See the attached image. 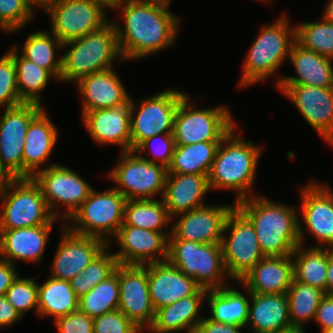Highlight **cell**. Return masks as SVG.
Returning a JSON list of instances; mask_svg holds the SVG:
<instances>
[{
	"label": "cell",
	"mask_w": 333,
	"mask_h": 333,
	"mask_svg": "<svg viewBox=\"0 0 333 333\" xmlns=\"http://www.w3.org/2000/svg\"><path fill=\"white\" fill-rule=\"evenodd\" d=\"M297 76H278L275 84H299L333 88V59L307 50L295 42L289 53Z\"/></svg>",
	"instance_id": "cell-29"
},
{
	"label": "cell",
	"mask_w": 333,
	"mask_h": 333,
	"mask_svg": "<svg viewBox=\"0 0 333 333\" xmlns=\"http://www.w3.org/2000/svg\"><path fill=\"white\" fill-rule=\"evenodd\" d=\"M243 326H233L203 317L196 333H242Z\"/></svg>",
	"instance_id": "cell-50"
},
{
	"label": "cell",
	"mask_w": 333,
	"mask_h": 333,
	"mask_svg": "<svg viewBox=\"0 0 333 333\" xmlns=\"http://www.w3.org/2000/svg\"><path fill=\"white\" fill-rule=\"evenodd\" d=\"M97 1H101L104 2L110 9L112 3L114 2V0H97Z\"/></svg>",
	"instance_id": "cell-59"
},
{
	"label": "cell",
	"mask_w": 333,
	"mask_h": 333,
	"mask_svg": "<svg viewBox=\"0 0 333 333\" xmlns=\"http://www.w3.org/2000/svg\"><path fill=\"white\" fill-rule=\"evenodd\" d=\"M0 116V164L12 178H23L24 139L30 122L43 110L42 105L21 103L3 109Z\"/></svg>",
	"instance_id": "cell-15"
},
{
	"label": "cell",
	"mask_w": 333,
	"mask_h": 333,
	"mask_svg": "<svg viewBox=\"0 0 333 333\" xmlns=\"http://www.w3.org/2000/svg\"><path fill=\"white\" fill-rule=\"evenodd\" d=\"M167 261L207 290L229 285L221 243L168 239ZM228 277V278H227Z\"/></svg>",
	"instance_id": "cell-7"
},
{
	"label": "cell",
	"mask_w": 333,
	"mask_h": 333,
	"mask_svg": "<svg viewBox=\"0 0 333 333\" xmlns=\"http://www.w3.org/2000/svg\"><path fill=\"white\" fill-rule=\"evenodd\" d=\"M10 179L12 178L2 169L0 164V185H2L4 182Z\"/></svg>",
	"instance_id": "cell-58"
},
{
	"label": "cell",
	"mask_w": 333,
	"mask_h": 333,
	"mask_svg": "<svg viewBox=\"0 0 333 333\" xmlns=\"http://www.w3.org/2000/svg\"><path fill=\"white\" fill-rule=\"evenodd\" d=\"M141 1L150 2V3H154V4H160L163 6L170 7L172 0H141Z\"/></svg>",
	"instance_id": "cell-57"
},
{
	"label": "cell",
	"mask_w": 333,
	"mask_h": 333,
	"mask_svg": "<svg viewBox=\"0 0 333 333\" xmlns=\"http://www.w3.org/2000/svg\"><path fill=\"white\" fill-rule=\"evenodd\" d=\"M168 169L149 162L134 151L121 152L117 164L109 171L108 178L115 182L113 188L127 200L154 199L163 197Z\"/></svg>",
	"instance_id": "cell-11"
},
{
	"label": "cell",
	"mask_w": 333,
	"mask_h": 333,
	"mask_svg": "<svg viewBox=\"0 0 333 333\" xmlns=\"http://www.w3.org/2000/svg\"><path fill=\"white\" fill-rule=\"evenodd\" d=\"M119 281L118 265L115 272L106 280L94 286L79 299V310L89 317L95 318L118 309Z\"/></svg>",
	"instance_id": "cell-40"
},
{
	"label": "cell",
	"mask_w": 333,
	"mask_h": 333,
	"mask_svg": "<svg viewBox=\"0 0 333 333\" xmlns=\"http://www.w3.org/2000/svg\"><path fill=\"white\" fill-rule=\"evenodd\" d=\"M0 230L54 225L40 186L33 178L10 179L0 185Z\"/></svg>",
	"instance_id": "cell-6"
},
{
	"label": "cell",
	"mask_w": 333,
	"mask_h": 333,
	"mask_svg": "<svg viewBox=\"0 0 333 333\" xmlns=\"http://www.w3.org/2000/svg\"><path fill=\"white\" fill-rule=\"evenodd\" d=\"M185 95L182 91L170 88L143 98L139 105L131 98V151L148 138L173 133L174 117Z\"/></svg>",
	"instance_id": "cell-13"
},
{
	"label": "cell",
	"mask_w": 333,
	"mask_h": 333,
	"mask_svg": "<svg viewBox=\"0 0 333 333\" xmlns=\"http://www.w3.org/2000/svg\"><path fill=\"white\" fill-rule=\"evenodd\" d=\"M168 232H155L130 225H121L115 236L119 251L114 252L118 264L145 265L167 261Z\"/></svg>",
	"instance_id": "cell-20"
},
{
	"label": "cell",
	"mask_w": 333,
	"mask_h": 333,
	"mask_svg": "<svg viewBox=\"0 0 333 333\" xmlns=\"http://www.w3.org/2000/svg\"><path fill=\"white\" fill-rule=\"evenodd\" d=\"M209 175L167 174L163 201L172 221L175 216L207 205L206 193L211 191Z\"/></svg>",
	"instance_id": "cell-25"
},
{
	"label": "cell",
	"mask_w": 333,
	"mask_h": 333,
	"mask_svg": "<svg viewBox=\"0 0 333 333\" xmlns=\"http://www.w3.org/2000/svg\"><path fill=\"white\" fill-rule=\"evenodd\" d=\"M23 103L20 99L16 67L13 57L7 52L0 58V109Z\"/></svg>",
	"instance_id": "cell-45"
},
{
	"label": "cell",
	"mask_w": 333,
	"mask_h": 333,
	"mask_svg": "<svg viewBox=\"0 0 333 333\" xmlns=\"http://www.w3.org/2000/svg\"><path fill=\"white\" fill-rule=\"evenodd\" d=\"M118 281V309L145 332L155 317L148 288L147 268L144 265L118 264Z\"/></svg>",
	"instance_id": "cell-17"
},
{
	"label": "cell",
	"mask_w": 333,
	"mask_h": 333,
	"mask_svg": "<svg viewBox=\"0 0 333 333\" xmlns=\"http://www.w3.org/2000/svg\"><path fill=\"white\" fill-rule=\"evenodd\" d=\"M50 165L32 178L40 186L51 213L67 221L94 188L69 167L54 163ZM62 206L66 207L64 215L60 213Z\"/></svg>",
	"instance_id": "cell-14"
},
{
	"label": "cell",
	"mask_w": 333,
	"mask_h": 333,
	"mask_svg": "<svg viewBox=\"0 0 333 333\" xmlns=\"http://www.w3.org/2000/svg\"><path fill=\"white\" fill-rule=\"evenodd\" d=\"M18 49V46L14 45L7 52L14 59L20 99L24 103L41 105L40 95L51 78L55 77L47 69L36 65L21 54L18 55Z\"/></svg>",
	"instance_id": "cell-36"
},
{
	"label": "cell",
	"mask_w": 333,
	"mask_h": 333,
	"mask_svg": "<svg viewBox=\"0 0 333 333\" xmlns=\"http://www.w3.org/2000/svg\"><path fill=\"white\" fill-rule=\"evenodd\" d=\"M296 42L307 50L333 59V24L323 17L315 22L295 25Z\"/></svg>",
	"instance_id": "cell-42"
},
{
	"label": "cell",
	"mask_w": 333,
	"mask_h": 333,
	"mask_svg": "<svg viewBox=\"0 0 333 333\" xmlns=\"http://www.w3.org/2000/svg\"><path fill=\"white\" fill-rule=\"evenodd\" d=\"M18 277L16 266L0 259V295H5L13 281Z\"/></svg>",
	"instance_id": "cell-52"
},
{
	"label": "cell",
	"mask_w": 333,
	"mask_h": 333,
	"mask_svg": "<svg viewBox=\"0 0 333 333\" xmlns=\"http://www.w3.org/2000/svg\"><path fill=\"white\" fill-rule=\"evenodd\" d=\"M79 298L71 287L70 281L48 279L38 284V314L40 317L53 316L56 319L77 311Z\"/></svg>",
	"instance_id": "cell-33"
},
{
	"label": "cell",
	"mask_w": 333,
	"mask_h": 333,
	"mask_svg": "<svg viewBox=\"0 0 333 333\" xmlns=\"http://www.w3.org/2000/svg\"><path fill=\"white\" fill-rule=\"evenodd\" d=\"M321 333H333V327L329 328V329H326V330H323V331H321Z\"/></svg>",
	"instance_id": "cell-60"
},
{
	"label": "cell",
	"mask_w": 333,
	"mask_h": 333,
	"mask_svg": "<svg viewBox=\"0 0 333 333\" xmlns=\"http://www.w3.org/2000/svg\"><path fill=\"white\" fill-rule=\"evenodd\" d=\"M235 206L205 205L177 215L171 222L168 239H183L199 243H221L226 217ZM179 217V218H178Z\"/></svg>",
	"instance_id": "cell-21"
},
{
	"label": "cell",
	"mask_w": 333,
	"mask_h": 333,
	"mask_svg": "<svg viewBox=\"0 0 333 333\" xmlns=\"http://www.w3.org/2000/svg\"><path fill=\"white\" fill-rule=\"evenodd\" d=\"M307 182L300 188L305 230L317 241L313 247L333 249V190L327 183Z\"/></svg>",
	"instance_id": "cell-19"
},
{
	"label": "cell",
	"mask_w": 333,
	"mask_h": 333,
	"mask_svg": "<svg viewBox=\"0 0 333 333\" xmlns=\"http://www.w3.org/2000/svg\"><path fill=\"white\" fill-rule=\"evenodd\" d=\"M63 43L50 31H36L28 35L22 44L21 55L47 69L60 82L62 56L56 58L57 50H61ZM57 49V50H56Z\"/></svg>",
	"instance_id": "cell-37"
},
{
	"label": "cell",
	"mask_w": 333,
	"mask_h": 333,
	"mask_svg": "<svg viewBox=\"0 0 333 333\" xmlns=\"http://www.w3.org/2000/svg\"><path fill=\"white\" fill-rule=\"evenodd\" d=\"M94 333H144L119 309L93 318Z\"/></svg>",
	"instance_id": "cell-47"
},
{
	"label": "cell",
	"mask_w": 333,
	"mask_h": 333,
	"mask_svg": "<svg viewBox=\"0 0 333 333\" xmlns=\"http://www.w3.org/2000/svg\"><path fill=\"white\" fill-rule=\"evenodd\" d=\"M23 317L7 300L5 295H0V329L8 328Z\"/></svg>",
	"instance_id": "cell-51"
},
{
	"label": "cell",
	"mask_w": 333,
	"mask_h": 333,
	"mask_svg": "<svg viewBox=\"0 0 333 333\" xmlns=\"http://www.w3.org/2000/svg\"><path fill=\"white\" fill-rule=\"evenodd\" d=\"M76 85L83 99L81 115L121 105L131 97L114 68L84 76Z\"/></svg>",
	"instance_id": "cell-24"
},
{
	"label": "cell",
	"mask_w": 333,
	"mask_h": 333,
	"mask_svg": "<svg viewBox=\"0 0 333 333\" xmlns=\"http://www.w3.org/2000/svg\"><path fill=\"white\" fill-rule=\"evenodd\" d=\"M131 97L109 109L87 111L81 115L90 137L97 145H119L122 152L131 151Z\"/></svg>",
	"instance_id": "cell-22"
},
{
	"label": "cell",
	"mask_w": 333,
	"mask_h": 333,
	"mask_svg": "<svg viewBox=\"0 0 333 333\" xmlns=\"http://www.w3.org/2000/svg\"><path fill=\"white\" fill-rule=\"evenodd\" d=\"M251 196L235 206L254 226L264 256L291 255L299 244L304 245V227L295 207L275 203L264 195Z\"/></svg>",
	"instance_id": "cell-2"
},
{
	"label": "cell",
	"mask_w": 333,
	"mask_h": 333,
	"mask_svg": "<svg viewBox=\"0 0 333 333\" xmlns=\"http://www.w3.org/2000/svg\"><path fill=\"white\" fill-rule=\"evenodd\" d=\"M220 142L176 145L167 174L209 175Z\"/></svg>",
	"instance_id": "cell-35"
},
{
	"label": "cell",
	"mask_w": 333,
	"mask_h": 333,
	"mask_svg": "<svg viewBox=\"0 0 333 333\" xmlns=\"http://www.w3.org/2000/svg\"><path fill=\"white\" fill-rule=\"evenodd\" d=\"M58 333H94L93 318L79 309L54 321Z\"/></svg>",
	"instance_id": "cell-48"
},
{
	"label": "cell",
	"mask_w": 333,
	"mask_h": 333,
	"mask_svg": "<svg viewBox=\"0 0 333 333\" xmlns=\"http://www.w3.org/2000/svg\"><path fill=\"white\" fill-rule=\"evenodd\" d=\"M247 325L251 333H274L292 327L285 294L251 293Z\"/></svg>",
	"instance_id": "cell-31"
},
{
	"label": "cell",
	"mask_w": 333,
	"mask_h": 333,
	"mask_svg": "<svg viewBox=\"0 0 333 333\" xmlns=\"http://www.w3.org/2000/svg\"><path fill=\"white\" fill-rule=\"evenodd\" d=\"M326 294H333V249L329 248Z\"/></svg>",
	"instance_id": "cell-53"
},
{
	"label": "cell",
	"mask_w": 333,
	"mask_h": 333,
	"mask_svg": "<svg viewBox=\"0 0 333 333\" xmlns=\"http://www.w3.org/2000/svg\"><path fill=\"white\" fill-rule=\"evenodd\" d=\"M322 17L333 24V0H328L325 11Z\"/></svg>",
	"instance_id": "cell-54"
},
{
	"label": "cell",
	"mask_w": 333,
	"mask_h": 333,
	"mask_svg": "<svg viewBox=\"0 0 333 333\" xmlns=\"http://www.w3.org/2000/svg\"><path fill=\"white\" fill-rule=\"evenodd\" d=\"M193 102L186 94L177 108L172 133L176 145L221 142L237 125L228 106L196 109Z\"/></svg>",
	"instance_id": "cell-9"
},
{
	"label": "cell",
	"mask_w": 333,
	"mask_h": 333,
	"mask_svg": "<svg viewBox=\"0 0 333 333\" xmlns=\"http://www.w3.org/2000/svg\"><path fill=\"white\" fill-rule=\"evenodd\" d=\"M294 280L321 289L326 294L329 248L299 244L291 254Z\"/></svg>",
	"instance_id": "cell-34"
},
{
	"label": "cell",
	"mask_w": 333,
	"mask_h": 333,
	"mask_svg": "<svg viewBox=\"0 0 333 333\" xmlns=\"http://www.w3.org/2000/svg\"><path fill=\"white\" fill-rule=\"evenodd\" d=\"M110 9L122 13L123 25L118 21L113 25L124 61L155 54L176 40L180 19L167 6L141 0H114Z\"/></svg>",
	"instance_id": "cell-1"
},
{
	"label": "cell",
	"mask_w": 333,
	"mask_h": 333,
	"mask_svg": "<svg viewBox=\"0 0 333 333\" xmlns=\"http://www.w3.org/2000/svg\"><path fill=\"white\" fill-rule=\"evenodd\" d=\"M237 125L222 139L217 149L211 171V190H232L237 193L234 203L250 197L255 181L262 145L246 141L236 132Z\"/></svg>",
	"instance_id": "cell-3"
},
{
	"label": "cell",
	"mask_w": 333,
	"mask_h": 333,
	"mask_svg": "<svg viewBox=\"0 0 333 333\" xmlns=\"http://www.w3.org/2000/svg\"><path fill=\"white\" fill-rule=\"evenodd\" d=\"M227 231L230 232L229 237L224 235ZM221 247L225 268L232 281L239 282L265 257L254 226L236 206L226 217Z\"/></svg>",
	"instance_id": "cell-10"
},
{
	"label": "cell",
	"mask_w": 333,
	"mask_h": 333,
	"mask_svg": "<svg viewBox=\"0 0 333 333\" xmlns=\"http://www.w3.org/2000/svg\"><path fill=\"white\" fill-rule=\"evenodd\" d=\"M207 289L200 288L194 295L179 299L171 305L155 311L152 333H173L185 331L196 333L203 316H198L205 300Z\"/></svg>",
	"instance_id": "cell-30"
},
{
	"label": "cell",
	"mask_w": 333,
	"mask_h": 333,
	"mask_svg": "<svg viewBox=\"0 0 333 333\" xmlns=\"http://www.w3.org/2000/svg\"><path fill=\"white\" fill-rule=\"evenodd\" d=\"M304 328H299V327H290L281 331H277L274 333H305Z\"/></svg>",
	"instance_id": "cell-56"
},
{
	"label": "cell",
	"mask_w": 333,
	"mask_h": 333,
	"mask_svg": "<svg viewBox=\"0 0 333 333\" xmlns=\"http://www.w3.org/2000/svg\"><path fill=\"white\" fill-rule=\"evenodd\" d=\"M286 295L291 326L304 328L306 322L315 319L317 307L325 292L293 279Z\"/></svg>",
	"instance_id": "cell-39"
},
{
	"label": "cell",
	"mask_w": 333,
	"mask_h": 333,
	"mask_svg": "<svg viewBox=\"0 0 333 333\" xmlns=\"http://www.w3.org/2000/svg\"><path fill=\"white\" fill-rule=\"evenodd\" d=\"M288 20L284 13L276 22L263 25L245 57L238 85L244 88L266 80L276 74L289 58L296 42V27L290 26Z\"/></svg>",
	"instance_id": "cell-5"
},
{
	"label": "cell",
	"mask_w": 333,
	"mask_h": 333,
	"mask_svg": "<svg viewBox=\"0 0 333 333\" xmlns=\"http://www.w3.org/2000/svg\"><path fill=\"white\" fill-rule=\"evenodd\" d=\"M108 247L109 245L80 274L70 280L79 299L115 272L118 261L114 252H108Z\"/></svg>",
	"instance_id": "cell-41"
},
{
	"label": "cell",
	"mask_w": 333,
	"mask_h": 333,
	"mask_svg": "<svg viewBox=\"0 0 333 333\" xmlns=\"http://www.w3.org/2000/svg\"><path fill=\"white\" fill-rule=\"evenodd\" d=\"M152 143L154 144L152 145ZM175 146L176 143L173 134H158L142 141L133 151L149 162L157 163L156 161H159V164L168 168L172 162ZM148 149L151 150V152L153 151V159L141 155Z\"/></svg>",
	"instance_id": "cell-46"
},
{
	"label": "cell",
	"mask_w": 333,
	"mask_h": 333,
	"mask_svg": "<svg viewBox=\"0 0 333 333\" xmlns=\"http://www.w3.org/2000/svg\"><path fill=\"white\" fill-rule=\"evenodd\" d=\"M105 8L109 7L97 0H50L44 10L51 21L50 32L65 43L105 26L110 21Z\"/></svg>",
	"instance_id": "cell-12"
},
{
	"label": "cell",
	"mask_w": 333,
	"mask_h": 333,
	"mask_svg": "<svg viewBox=\"0 0 333 333\" xmlns=\"http://www.w3.org/2000/svg\"><path fill=\"white\" fill-rule=\"evenodd\" d=\"M30 5L37 9L36 7H40L42 10H44L49 3L50 0H26Z\"/></svg>",
	"instance_id": "cell-55"
},
{
	"label": "cell",
	"mask_w": 333,
	"mask_h": 333,
	"mask_svg": "<svg viewBox=\"0 0 333 333\" xmlns=\"http://www.w3.org/2000/svg\"><path fill=\"white\" fill-rule=\"evenodd\" d=\"M171 220L162 198L127 200L122 225L162 232Z\"/></svg>",
	"instance_id": "cell-38"
},
{
	"label": "cell",
	"mask_w": 333,
	"mask_h": 333,
	"mask_svg": "<svg viewBox=\"0 0 333 333\" xmlns=\"http://www.w3.org/2000/svg\"><path fill=\"white\" fill-rule=\"evenodd\" d=\"M53 225L0 230V259L39 263L43 258Z\"/></svg>",
	"instance_id": "cell-26"
},
{
	"label": "cell",
	"mask_w": 333,
	"mask_h": 333,
	"mask_svg": "<svg viewBox=\"0 0 333 333\" xmlns=\"http://www.w3.org/2000/svg\"><path fill=\"white\" fill-rule=\"evenodd\" d=\"M34 10L26 0H0V30L19 31L32 21Z\"/></svg>",
	"instance_id": "cell-43"
},
{
	"label": "cell",
	"mask_w": 333,
	"mask_h": 333,
	"mask_svg": "<svg viewBox=\"0 0 333 333\" xmlns=\"http://www.w3.org/2000/svg\"><path fill=\"white\" fill-rule=\"evenodd\" d=\"M314 320L320 325V331L333 327V294H325L322 297Z\"/></svg>",
	"instance_id": "cell-49"
},
{
	"label": "cell",
	"mask_w": 333,
	"mask_h": 333,
	"mask_svg": "<svg viewBox=\"0 0 333 333\" xmlns=\"http://www.w3.org/2000/svg\"><path fill=\"white\" fill-rule=\"evenodd\" d=\"M58 133L44 109L30 122L24 139L23 178H32L45 168L42 165L50 159Z\"/></svg>",
	"instance_id": "cell-27"
},
{
	"label": "cell",
	"mask_w": 333,
	"mask_h": 333,
	"mask_svg": "<svg viewBox=\"0 0 333 333\" xmlns=\"http://www.w3.org/2000/svg\"><path fill=\"white\" fill-rule=\"evenodd\" d=\"M66 47L69 49L61 55L60 82L76 83L84 76L113 68L118 59L124 60L113 20L95 32L63 43L62 50Z\"/></svg>",
	"instance_id": "cell-4"
},
{
	"label": "cell",
	"mask_w": 333,
	"mask_h": 333,
	"mask_svg": "<svg viewBox=\"0 0 333 333\" xmlns=\"http://www.w3.org/2000/svg\"><path fill=\"white\" fill-rule=\"evenodd\" d=\"M144 266L147 268L149 294L155 311L192 296L201 288L193 278L186 276L168 261Z\"/></svg>",
	"instance_id": "cell-23"
},
{
	"label": "cell",
	"mask_w": 333,
	"mask_h": 333,
	"mask_svg": "<svg viewBox=\"0 0 333 333\" xmlns=\"http://www.w3.org/2000/svg\"><path fill=\"white\" fill-rule=\"evenodd\" d=\"M61 240L54 255L49 277L70 281L80 274L108 244L98 237L71 232L62 223Z\"/></svg>",
	"instance_id": "cell-18"
},
{
	"label": "cell",
	"mask_w": 333,
	"mask_h": 333,
	"mask_svg": "<svg viewBox=\"0 0 333 333\" xmlns=\"http://www.w3.org/2000/svg\"><path fill=\"white\" fill-rule=\"evenodd\" d=\"M5 297L22 317L33 308L38 314V283L34 279L18 276Z\"/></svg>",
	"instance_id": "cell-44"
},
{
	"label": "cell",
	"mask_w": 333,
	"mask_h": 333,
	"mask_svg": "<svg viewBox=\"0 0 333 333\" xmlns=\"http://www.w3.org/2000/svg\"><path fill=\"white\" fill-rule=\"evenodd\" d=\"M245 290L248 297L228 285L220 289L207 290L205 301L210 307L209 318L228 325L246 327L250 304L248 298H251V292L246 288Z\"/></svg>",
	"instance_id": "cell-32"
},
{
	"label": "cell",
	"mask_w": 333,
	"mask_h": 333,
	"mask_svg": "<svg viewBox=\"0 0 333 333\" xmlns=\"http://www.w3.org/2000/svg\"><path fill=\"white\" fill-rule=\"evenodd\" d=\"M258 1H261V2H265L266 4L269 3L272 1V0H258Z\"/></svg>",
	"instance_id": "cell-61"
},
{
	"label": "cell",
	"mask_w": 333,
	"mask_h": 333,
	"mask_svg": "<svg viewBox=\"0 0 333 333\" xmlns=\"http://www.w3.org/2000/svg\"><path fill=\"white\" fill-rule=\"evenodd\" d=\"M293 279L292 255L265 256L239 282L251 293L285 294Z\"/></svg>",
	"instance_id": "cell-28"
},
{
	"label": "cell",
	"mask_w": 333,
	"mask_h": 333,
	"mask_svg": "<svg viewBox=\"0 0 333 333\" xmlns=\"http://www.w3.org/2000/svg\"><path fill=\"white\" fill-rule=\"evenodd\" d=\"M304 120L333 147V88L299 84H278Z\"/></svg>",
	"instance_id": "cell-16"
},
{
	"label": "cell",
	"mask_w": 333,
	"mask_h": 333,
	"mask_svg": "<svg viewBox=\"0 0 333 333\" xmlns=\"http://www.w3.org/2000/svg\"><path fill=\"white\" fill-rule=\"evenodd\" d=\"M126 201L114 188L105 189L103 192L93 189L67 220L70 224L64 221V225L75 234L101 238L110 246L111 239L117 235L123 224Z\"/></svg>",
	"instance_id": "cell-8"
}]
</instances>
